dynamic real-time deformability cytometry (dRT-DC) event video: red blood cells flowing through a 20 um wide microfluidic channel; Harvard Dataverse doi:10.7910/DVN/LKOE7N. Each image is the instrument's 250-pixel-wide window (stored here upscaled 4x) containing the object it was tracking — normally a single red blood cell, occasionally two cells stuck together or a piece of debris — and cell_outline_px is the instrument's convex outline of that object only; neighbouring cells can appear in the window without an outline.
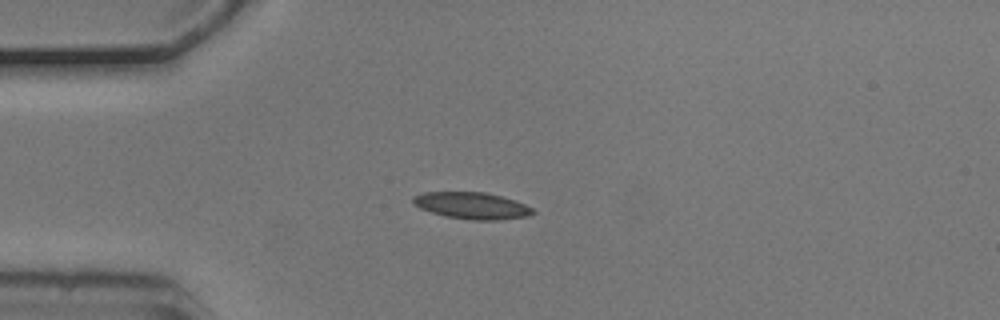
{"species": "common noctule bat (a hibernating species)", "species_latin": "Nyctalus noctula", "temperature_condition": "cold", "stored_images_in_passage": 3, "camera_frame_rate_fps": 3000, "um_per_image_px": 0.085, "animal": {"sex": "male", "body_mass_g": 20.5, "forearm_length_mm": 52.5}, "frame": {"image": 1, "passage_image": 3, "time_ms": 0.667, "image_size_px": [1000, 320], "cell_outline_px": [[536, 212], [528, 216], [500, 220], [472, 220], [444, 216], [420, 208], [412, 204], [412, 196], [424, 192], [484, 192], [516, 200], [532, 208]], "centroid_in_image_um": [40.1, 17.48], "position_along_channel_um": 44.9, "area_um2": 18.73}}